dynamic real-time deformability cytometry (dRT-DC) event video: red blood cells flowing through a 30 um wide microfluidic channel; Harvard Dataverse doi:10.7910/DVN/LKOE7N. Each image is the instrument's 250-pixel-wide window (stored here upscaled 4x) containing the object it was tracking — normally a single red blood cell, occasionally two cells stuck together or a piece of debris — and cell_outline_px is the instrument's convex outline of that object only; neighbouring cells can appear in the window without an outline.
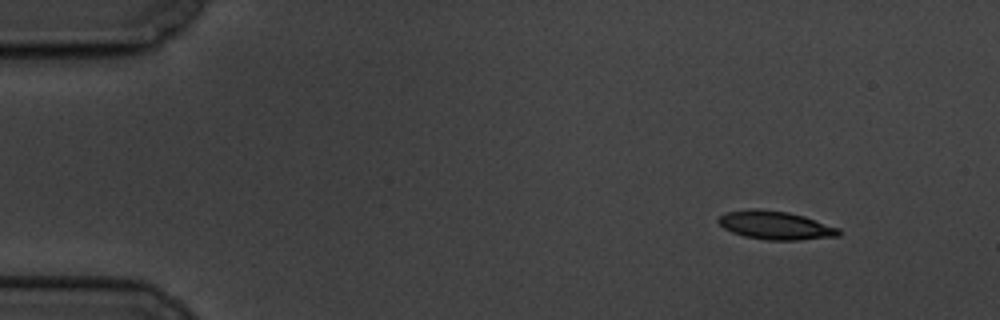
{"species": "common noctule bat (a hibernating species)", "species_latin": "Nyctalus noctula", "temperature_condition": "cold", "stored_images_in_passage": 10, "camera_frame_rate_fps": 3000, "um_per_image_px": 0.085, "animal": {"sex": "male", "body_mass_g": 19.5, "forearm_length_mm": 54.6}, "frame": {"image": 1, "passage_image": 1, "time_ms": 0.0, "image_size_px": [1000, 320], "cell_outline_px": [[840, 236], [800, 240], [768, 240], [744, 236], [732, 232], [724, 228], [716, 220], [720, 216], [728, 212], [752, 208], [756, 208], [788, 212], [804, 216], [840, 228]], "centroid_in_image_um": [65.93, 19.15], "position_along_channel_um": 19.1, "area_um2": 19.94}}
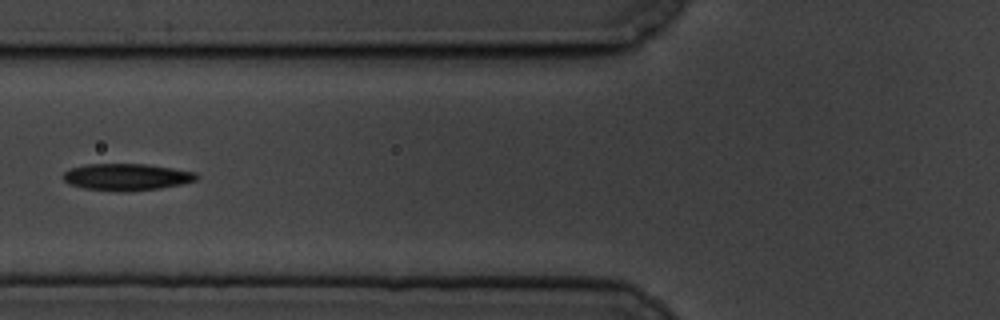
{"frame": {"image": 2, "passage_image": 6, "time_ms": 5.667, "image_size_px": [1000, 320], "cell_outline_px": [[200, 176], [196, 180], [180, 184], [160, 188], [124, 192], [120, 192], [84, 188], [68, 184], [64, 180], [64, 172], [72, 168], [88, 164], [148, 164], [196, 172]], "centroid_in_image_um": [10.78, 15.04], "position_along_channel_um": 115.0, "area_um2": 20.81}}
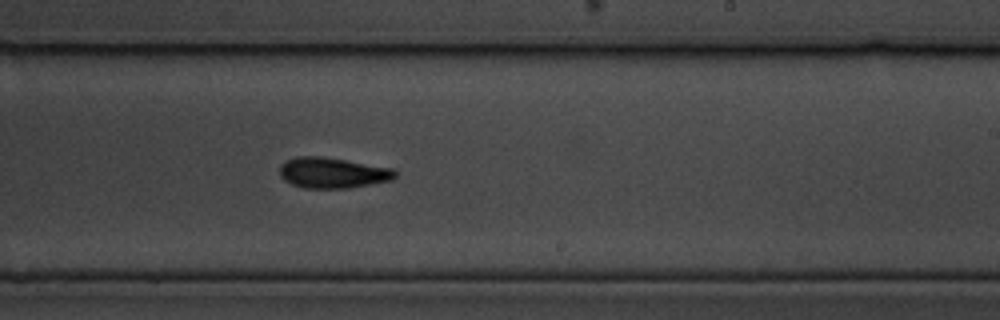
{"frame": {"image": 3, "passage_image": 10, "time_ms": 10.0, "image_size_px": [1000, 320], "cell_outline_px": [[396, 176], [392, 180], [348, 188], [304, 188], [292, 184], [284, 180], [280, 176], [280, 164], [296, 156], [320, 156], [392, 168], [396, 172]], "centroid_in_image_um": [28.24, 14.69], "position_along_channel_um": 260.8, "area_um2": 20.46}}